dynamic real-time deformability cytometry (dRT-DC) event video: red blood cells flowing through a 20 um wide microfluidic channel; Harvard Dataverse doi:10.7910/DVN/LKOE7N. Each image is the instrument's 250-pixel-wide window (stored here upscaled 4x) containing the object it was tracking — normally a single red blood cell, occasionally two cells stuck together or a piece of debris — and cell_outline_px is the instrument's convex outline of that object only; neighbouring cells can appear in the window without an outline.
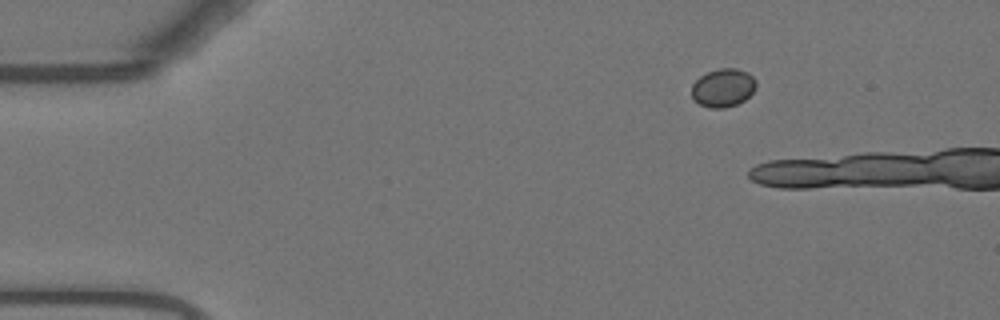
{"species": "Egyptian fruit bat (a non-hibernating species)", "species_latin": "Rousettus aegyptiacus", "temperature_condition": "warm", "stored_images_in_passage": 5, "camera_frame_rate_fps": 3000, "um_per_image_px": 0.085, "animal": {"sex": "female"}, "frame": {"image": 1, "passage_image": 1, "time_ms": 0.0, "image_size_px": [1000, 320], "cell_outline_px": [[756, 88], [744, 100], [736, 104], [724, 108], [712, 108], [700, 104], [692, 100], [692, 84], [700, 76], [708, 72], [720, 68], [736, 68], [748, 72], [756, 80]], "centroid_in_image_um": [61.46, 7.45], "position_along_channel_um": 23.5, "area_um2": 14.39}}